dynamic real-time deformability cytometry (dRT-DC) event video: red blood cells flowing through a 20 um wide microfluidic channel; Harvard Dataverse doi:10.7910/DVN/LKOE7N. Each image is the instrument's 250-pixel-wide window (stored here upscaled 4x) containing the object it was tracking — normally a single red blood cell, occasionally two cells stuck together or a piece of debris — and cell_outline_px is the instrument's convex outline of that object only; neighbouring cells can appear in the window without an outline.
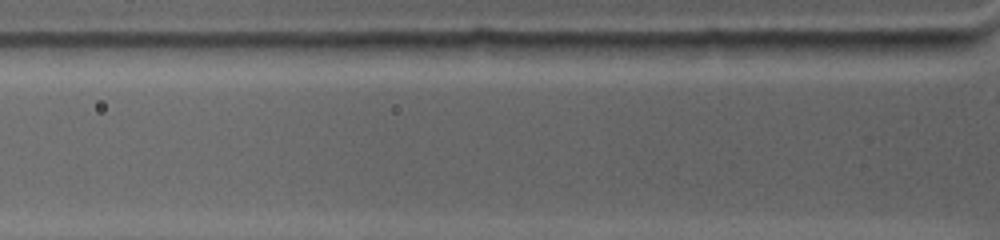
{"species": "common noctule bat (a hibernating species)", "species_latin": "Nyctalus noctula", "temperature_condition": "warm", "stored_images_in_passage": 3, "camera_frame_rate_fps": 4500, "um_per_image_px": 0.085, "animal": {"sex": "female", "body_mass_g": 19.0, "forearm_length_mm": 53.3}, "frame": {"image": 1, "passage_image": 3, "time_ms": 0.444, "image_size_px": [1000, 240], "cell_outline_px": [[968, 48], [916, 56], [912, 56], [860, 52], [844, 40], [968, 40]], "centroid_in_image_um": [77.16, 3.96], "position_along_channel_um": 48.6, "area_um2": 10.92}}